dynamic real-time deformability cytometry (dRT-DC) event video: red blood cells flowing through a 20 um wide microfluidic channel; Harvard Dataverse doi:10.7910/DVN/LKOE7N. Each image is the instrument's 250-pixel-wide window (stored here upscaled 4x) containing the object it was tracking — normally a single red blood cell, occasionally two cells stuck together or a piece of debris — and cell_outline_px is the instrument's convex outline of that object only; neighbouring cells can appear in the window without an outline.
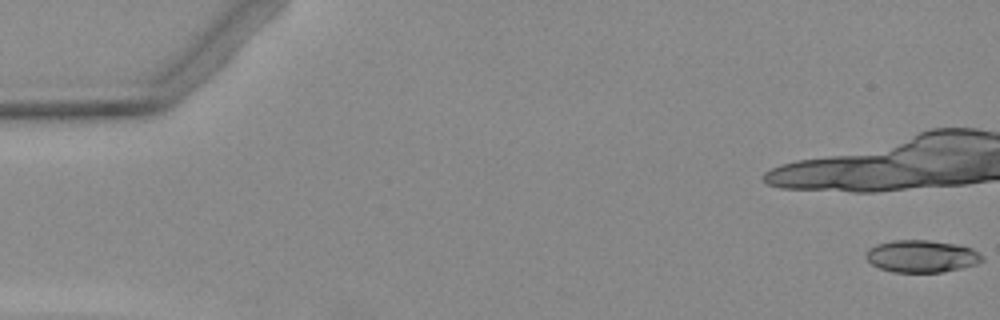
{"species": "Egyptian fruit bat (a non-hibernating species)", "species_latin": "Rousettus aegyptiacus", "temperature_condition": "warm", "stored_images_in_passage": 6, "camera_frame_rate_fps": 3000, "um_per_image_px": 0.085, "animal": {"sex": "female"}, "frame": {"image": 1, "passage_image": 1, "time_ms": 0.0, "image_size_px": [1000, 320], "cell_outline_px": [[984, 260], [976, 264], [960, 268], [940, 272], [892, 272], [880, 268], [872, 264], [864, 256], [864, 252], [868, 248], [876, 244], [892, 240], [932, 240], [956, 244], [972, 248], [984, 256]], "centroid_in_image_um": [78.32, 21.77], "position_along_channel_um": 6.7, "area_um2": 22.02}}